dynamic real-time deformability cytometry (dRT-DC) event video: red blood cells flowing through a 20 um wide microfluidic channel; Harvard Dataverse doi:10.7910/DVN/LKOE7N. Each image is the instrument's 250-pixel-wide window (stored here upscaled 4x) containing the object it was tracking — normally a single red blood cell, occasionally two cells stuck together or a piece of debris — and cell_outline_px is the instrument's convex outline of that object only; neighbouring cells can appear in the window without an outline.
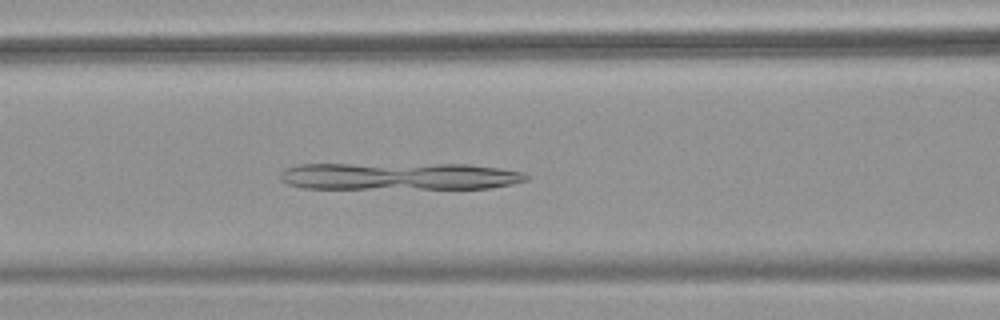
{"species": "common noctule bat (a hibernating species)", "species_latin": "Nyctalus noctula", "temperature_condition": "warm", "stored_images_in_passage": 36, "camera_frame_rate_fps": 3000, "um_per_image_px": 0.085, "animal": {"sex": "female", "body_mass_g": 18.4}, "frame": {"image": 1, "passage_image": 6, "time_ms": 1.667, "image_size_px": [1000, 320], "cell_outline_px": [[528, 180], [512, 184], [492, 188], [304, 188], [288, 184], [280, 180], [280, 172], [288, 168], [300, 164], [468, 164], [500, 168], [524, 172], [528, 176]], "centroid_in_image_um": [33.97, 14.97], "position_along_channel_um": 132.6, "area_um2": 39.13}}